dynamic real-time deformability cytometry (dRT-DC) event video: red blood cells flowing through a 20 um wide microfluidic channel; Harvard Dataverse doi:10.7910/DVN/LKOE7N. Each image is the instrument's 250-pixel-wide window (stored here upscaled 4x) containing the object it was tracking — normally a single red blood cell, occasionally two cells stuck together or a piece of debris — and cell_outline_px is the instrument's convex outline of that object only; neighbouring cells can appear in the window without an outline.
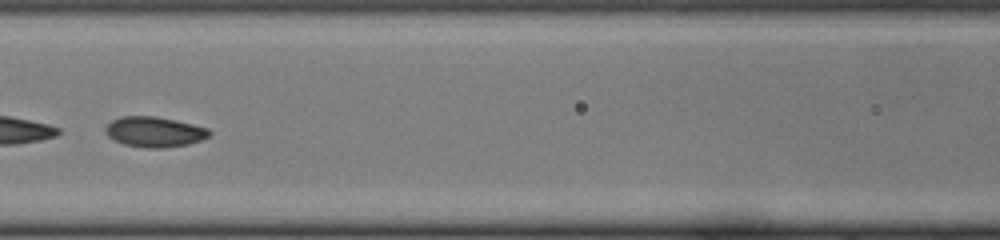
{"species": "common noctule bat (a hibernating species)", "species_latin": "Nyctalus noctula", "temperature_condition": "cold", "stored_images_in_passage": 34, "camera_frame_rate_fps": 3000, "um_per_image_px": 0.085, "animal": {"sex": "female", "body_mass_g": 22.0, "forearm_length_mm": 56.7}, "frame": {"image": 1, "passage_image": 10, "time_ms": 3.0, "image_size_px": [1000, 240], "cell_outline_px": [[212, 132], [208, 136], [200, 140], [188, 144], [164, 148], [144, 148], [124, 144], [108, 136], [104, 128], [112, 120], [120, 116], [156, 116], [176, 120], [208, 128]], "centroid_in_image_um": [13.12, 11.2], "position_along_channel_um": 153.5, "area_um2": 18.32}}